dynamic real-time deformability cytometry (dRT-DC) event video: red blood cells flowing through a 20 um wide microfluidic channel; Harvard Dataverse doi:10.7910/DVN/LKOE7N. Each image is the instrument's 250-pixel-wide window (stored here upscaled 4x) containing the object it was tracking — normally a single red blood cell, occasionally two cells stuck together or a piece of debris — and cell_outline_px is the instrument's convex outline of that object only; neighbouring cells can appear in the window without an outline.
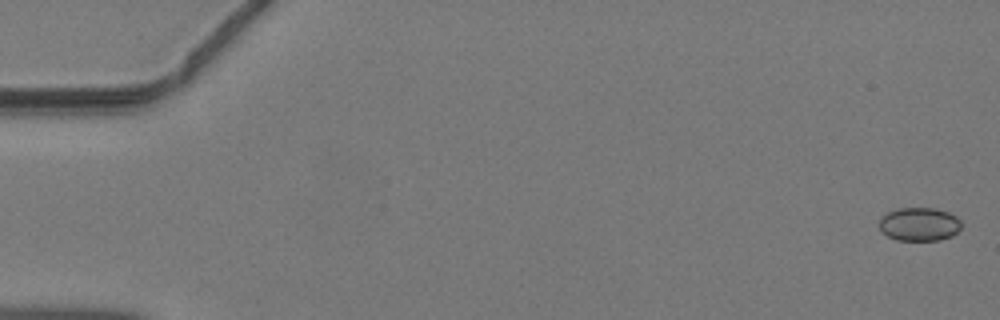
{"species": "common noctule bat (a hibernating species)", "species_latin": "Nyctalus noctula", "temperature_condition": "warm", "stored_images_in_passage": 42, "camera_frame_rate_fps": 3000, "um_per_image_px": 0.085, "animal": {"sex": "male", "body_mass_g": 19.2, "forearm_length_mm": 51.8}, "frame": {"image": 1, "passage_image": 1, "time_ms": 0.0, "image_size_px": [1000, 320], "cell_outline_px": [[960, 228], [952, 236], [940, 240], [896, 240], [880, 232], [880, 216], [896, 208], [936, 208], [948, 212], [956, 216], [960, 220]], "centroid_in_image_um": [78.11, 19.05], "position_along_channel_um": 6.9, "area_um2": 16.13}}
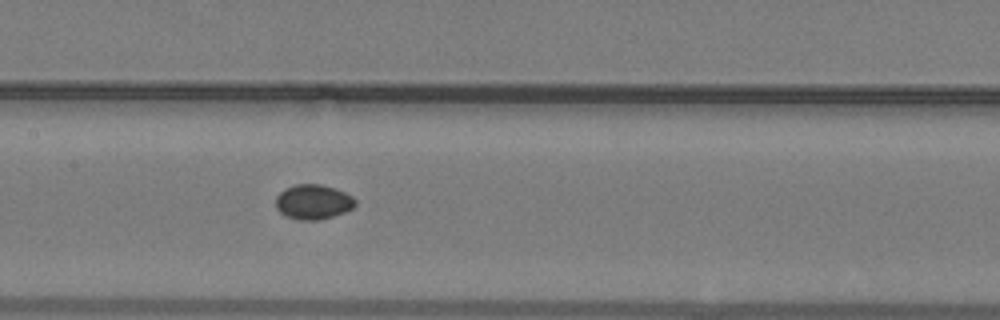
{"frame": {"image": 2, "passage_image": 23, "time_ms": 7.333, "image_size_px": [1000, 320], "cell_outline_px": [[356, 204], [352, 208], [344, 212], [332, 216], [316, 220], [300, 220], [288, 216], [280, 212], [276, 208], [276, 196], [284, 188], [296, 184], [320, 184], [336, 188], [352, 196], [356, 200]], "centroid_in_image_um": [26.62, 17.14], "position_along_channel_um": 180.8, "area_um2": 16.07}}
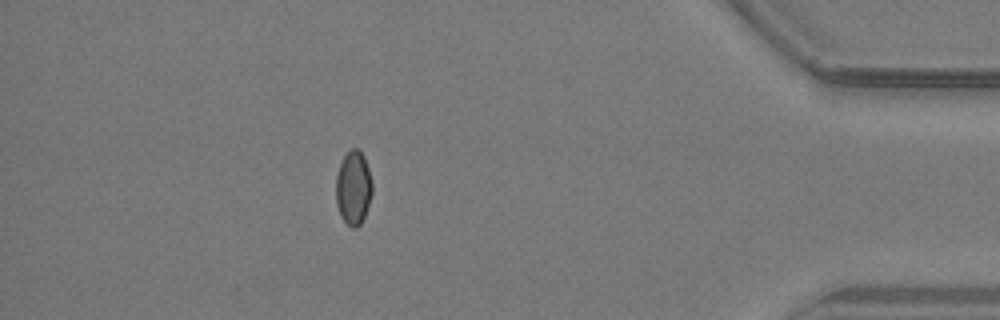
{"frame": {"image": 3, "passage_image": 41, "time_ms": 13.333, "image_size_px": [1000, 320], "cell_outline_px": [[372, 192], [364, 216], [360, 224], [356, 228], [352, 228], [340, 216], [336, 204], [336, 176], [340, 164], [344, 156], [352, 148], [356, 148], [364, 156], [372, 180]], "centroid_in_image_um": [30.03, 15.97], "position_along_channel_um": 405.2, "area_um2": 15.49}}